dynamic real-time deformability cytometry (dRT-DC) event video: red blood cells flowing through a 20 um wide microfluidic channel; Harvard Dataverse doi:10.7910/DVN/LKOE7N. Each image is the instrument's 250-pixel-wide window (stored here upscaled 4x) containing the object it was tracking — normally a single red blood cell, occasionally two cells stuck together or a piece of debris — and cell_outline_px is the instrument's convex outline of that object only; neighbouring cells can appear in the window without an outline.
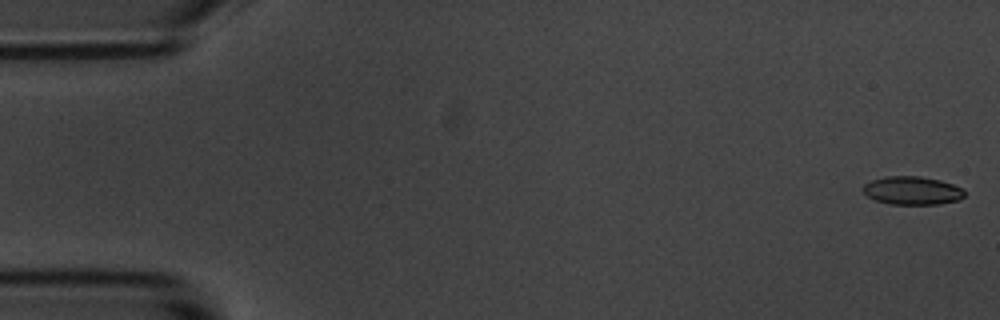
{"species": "common noctule bat (a hibernating species)", "species_latin": "Nyctalus noctula", "temperature_condition": "room temperature", "stored_images_in_passage": 6, "camera_frame_rate_fps": 3000, "um_per_image_px": 0.085, "animal": {"sex": "male", "body_mass_g": 20.1, "forearm_length_mm": 53.5}, "frame": {"image": 1, "passage_image": 1, "time_ms": 0.0, "image_size_px": [1000, 320], "cell_outline_px": [[964, 196], [960, 200], [940, 204], [888, 204], [876, 200], [868, 196], [860, 188], [864, 184], [872, 180], [884, 176], [920, 176], [940, 180], [964, 188]], "centroid_in_image_um": [77.54, 16.19], "position_along_channel_um": 7.5, "area_um2": 16.88}}
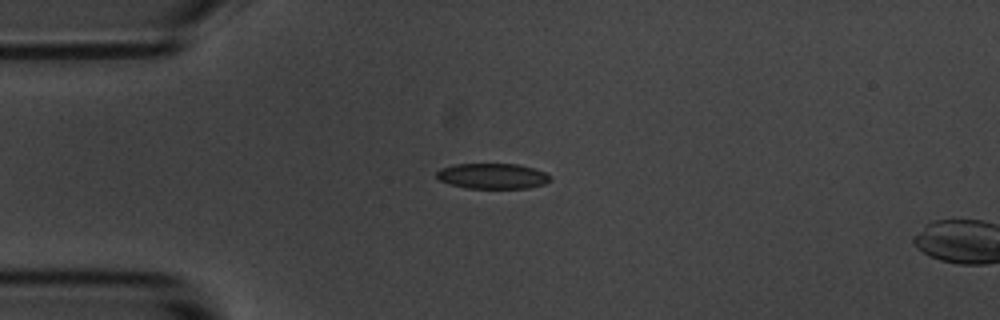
{"frame": {"image": 2, "passage_image": 4, "time_ms": 4.333, "image_size_px": [1000, 320], "cell_outline_px": [[548, 180], [544, 184], [528, 188], [468, 188], [452, 184], [440, 180], [436, 176], [436, 172], [440, 168], [452, 164], [516, 164], [532, 168], [544, 172], [548, 176]], "centroid_in_image_um": [41.81, 14.96], "position_along_channel_um": 43.2, "area_um2": 16.59}}